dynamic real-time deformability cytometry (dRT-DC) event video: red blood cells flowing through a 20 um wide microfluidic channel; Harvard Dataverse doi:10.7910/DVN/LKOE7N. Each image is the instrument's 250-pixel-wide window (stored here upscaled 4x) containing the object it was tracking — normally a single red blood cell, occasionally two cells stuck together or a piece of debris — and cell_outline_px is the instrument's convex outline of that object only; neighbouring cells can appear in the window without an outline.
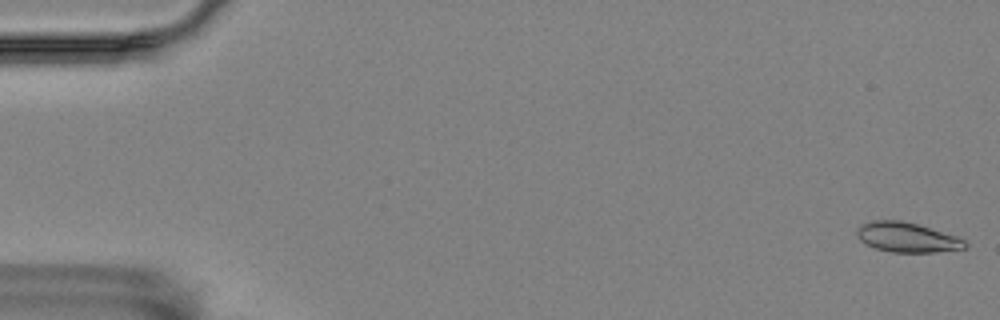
{"species": "Egyptian fruit bat (a non-hibernating species)", "species_latin": "Rousettus aegyptiacus", "temperature_condition": "room temperature", "stored_images_in_passage": 5, "segment_of_instrument_passage": [2, 2], "camera_frame_rate_fps": 3000, "um_per_image_px": 0.085, "animal": {"sex": "female"}, "frame": {"image": 1, "passage_image": 5, "time_ms": 1.333, "image_size_px": [1000, 320], "cell_outline_px": [[968, 244], [964, 248], [936, 252], [892, 252], [876, 248], [860, 240], [856, 236], [856, 228], [860, 224], [872, 220], [900, 220], [916, 224], [956, 236], [964, 240]], "centroid_in_image_um": [77.05, 20.16], "position_along_channel_um": 8.0, "area_um2": 18.61}}